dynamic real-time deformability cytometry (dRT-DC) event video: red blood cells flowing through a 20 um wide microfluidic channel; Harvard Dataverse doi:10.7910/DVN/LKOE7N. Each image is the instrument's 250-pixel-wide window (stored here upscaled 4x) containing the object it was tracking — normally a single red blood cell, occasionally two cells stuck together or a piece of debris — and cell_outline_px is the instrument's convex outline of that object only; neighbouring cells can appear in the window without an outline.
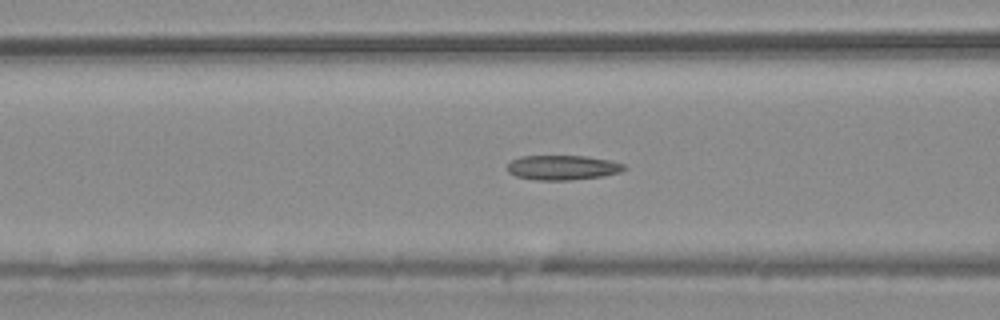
{"species": "common noctule bat (a hibernating species)", "species_latin": "Nyctalus noctula", "temperature_condition": "warm", "stored_images_in_passage": 56, "camera_frame_rate_fps": 3000, "um_per_image_px": 0.085, "animal": {"sex": "male", "body_mass_g": 20.4}, "frame": {"image": 1, "passage_image": 22, "time_ms": 7.0, "image_size_px": [1000, 320], "cell_outline_px": [[628, 168], [620, 172], [604, 176], [572, 180], [536, 180], [516, 176], [508, 172], [508, 164], [512, 160], [520, 156], [584, 156], [612, 160], [624, 164]], "centroid_in_image_um": [47.86, 14.24], "position_along_channel_um": 118.7, "area_um2": 16.94}}
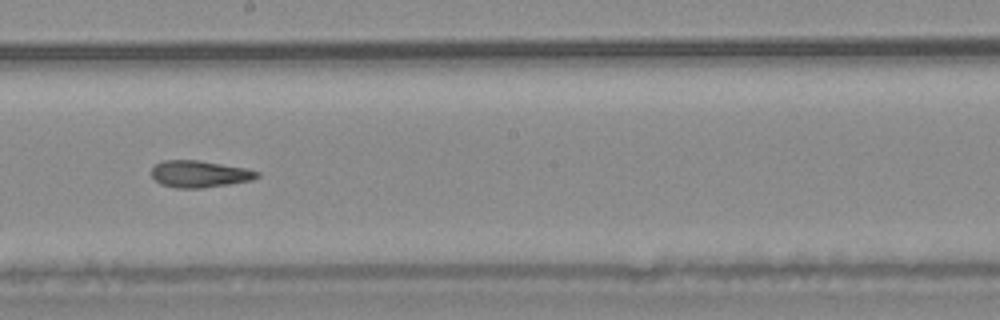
{"frame": {"image": 2, "passage_image": 31, "time_ms": 10.0, "image_size_px": [1000, 320], "cell_outline_px": [[260, 176], [252, 180], [228, 184], [200, 188], [176, 188], [160, 184], [152, 176], [152, 168], [156, 164], [164, 160], [196, 160], [244, 168], [260, 172]], "centroid_in_image_um": [16.95, 14.79], "position_along_channel_um": 231.3, "area_um2": 16.3}}
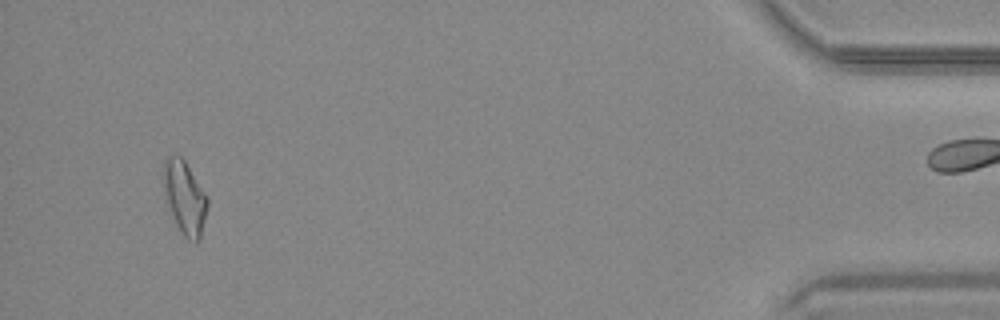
{"frame": {"image": 3, "passage_image": 52, "time_ms": 17.0, "image_size_px": [1000, 320], "cell_outline_px": [[208, 208], [200, 240], [196, 244], [188, 240], [180, 232], [172, 216], [164, 192], [164, 160], [168, 156], [180, 156], [184, 160], [208, 196]], "centroid_in_image_um": [15.73, 16.85], "position_along_channel_um": 419.5, "area_um2": 18.79}, "authors_computed_cell_mechanics": {"area_um2": 17.3111, "velocity_mm_per_s": 3.7542, "shape_relaxation_time_tau1_ms": null, "shape_relaxation_time_tau2_ms": 2.2585, "deformation_change_tau1": null, "deformation_change_tau2": 0.0932}}